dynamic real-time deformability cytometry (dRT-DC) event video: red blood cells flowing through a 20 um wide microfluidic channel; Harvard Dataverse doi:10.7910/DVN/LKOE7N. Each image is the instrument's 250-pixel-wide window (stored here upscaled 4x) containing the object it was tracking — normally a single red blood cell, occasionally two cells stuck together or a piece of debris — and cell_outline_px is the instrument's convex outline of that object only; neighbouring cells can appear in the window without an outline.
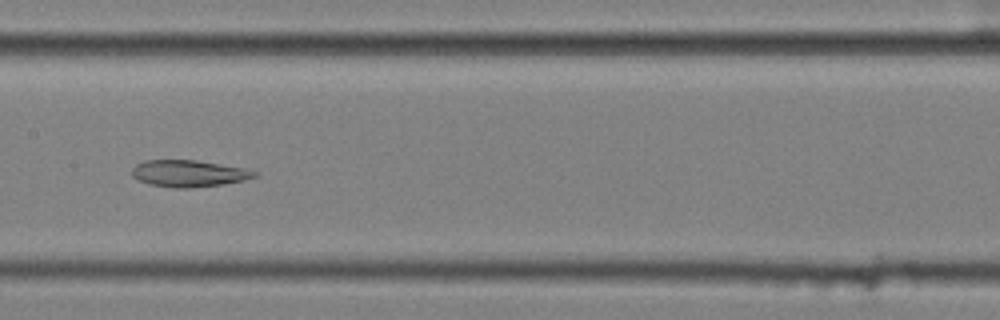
{"species": "common noctule bat (a hibernating species)", "species_latin": "Nyctalus noctula", "temperature_condition": "cold", "stored_images_in_passage": 8, "camera_frame_rate_fps": 3000, "um_per_image_px": 0.085, "animal": {"sex": "female", "body_mass_g": 25.1}, "frame": {"image": 1, "passage_image": 8, "time_ms": 2.333, "image_size_px": [1000, 320], "cell_outline_px": [[260, 176], [244, 180], [220, 184], [192, 188], [172, 188], [148, 184], [136, 180], [132, 176], [132, 168], [136, 164], [144, 160], [196, 160], [244, 168], [256, 172]], "centroid_in_image_um": [16.0, 14.75], "position_along_channel_um": 191.4, "area_um2": 19.19}}